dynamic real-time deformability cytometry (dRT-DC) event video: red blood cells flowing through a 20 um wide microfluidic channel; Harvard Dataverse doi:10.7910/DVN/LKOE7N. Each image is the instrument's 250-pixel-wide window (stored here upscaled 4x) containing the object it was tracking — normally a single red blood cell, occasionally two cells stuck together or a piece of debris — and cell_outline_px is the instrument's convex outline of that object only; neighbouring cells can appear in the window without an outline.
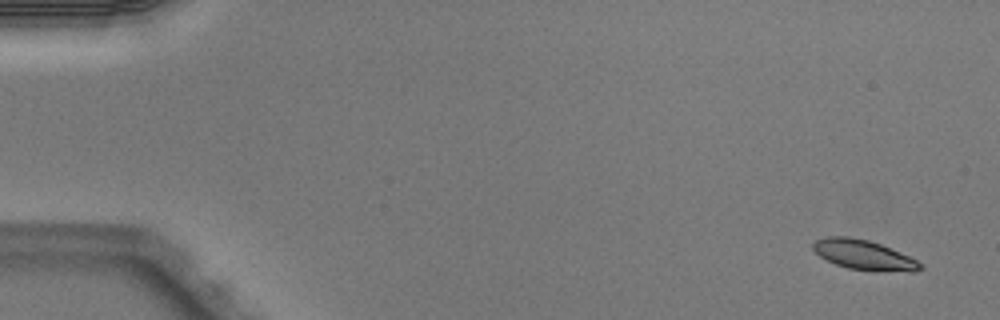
{"species": "Egyptian fruit bat (a non-hibernating species)", "species_latin": "Rousettus aegyptiacus", "temperature_condition": "warm", "stored_images_in_passage": 4, "camera_frame_rate_fps": 3000, "um_per_image_px": 0.085, "animal": {"sex": "male"}, "frame": {"image": 1, "passage_image": 1, "time_ms": 0.0, "image_size_px": [1000, 320], "cell_outline_px": [[924, 268], [912, 272], [908, 272], [848, 268], [836, 264], [820, 256], [812, 248], [812, 244], [816, 240], [828, 236], [848, 236], [868, 240], [880, 244], [900, 252], [924, 264]], "centroid_in_image_um": [73.44, 21.65], "position_along_channel_um": 11.6, "area_um2": 18.32}}
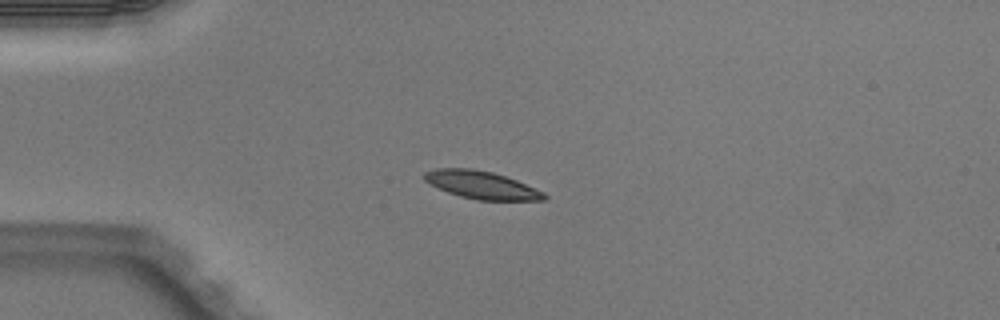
{"frame": {"image": 2, "passage_image": 4, "time_ms": 1.0, "image_size_px": [1000, 320], "cell_outline_px": [[548, 200], [476, 200], [460, 196], [448, 192], [428, 184], [424, 180], [424, 172], [436, 168], [472, 168], [492, 172], [516, 180], [544, 192], [548, 196]], "centroid_in_image_um": [40.91, 15.72], "position_along_channel_um": 44.1, "area_um2": 19.42}}